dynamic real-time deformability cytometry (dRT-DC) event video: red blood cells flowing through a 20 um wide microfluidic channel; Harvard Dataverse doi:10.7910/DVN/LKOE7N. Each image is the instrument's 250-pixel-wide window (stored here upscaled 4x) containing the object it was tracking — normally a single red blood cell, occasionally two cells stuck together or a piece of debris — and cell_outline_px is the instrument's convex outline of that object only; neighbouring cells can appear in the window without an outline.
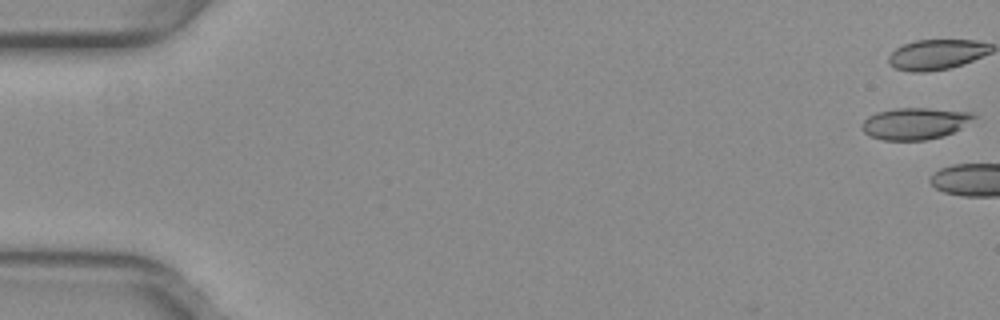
{"species": "common noctule bat (a hibernating species)", "species_latin": "Nyctalus noctula", "temperature_condition": "warm", "stored_images_in_passage": 4, "camera_frame_rate_fps": 3000, "um_per_image_px": 0.085, "animal": {"sex": "female", "body_mass_g": 29.2, "forearm_length_mm": 56.3}, "frame": {"image": 1, "passage_image": 1, "time_ms": 0.0, "image_size_px": [1000, 320], "cell_outline_px": [[976, 116], [960, 128], [944, 136], [924, 140], [884, 140], [868, 136], [860, 128], [860, 124], [868, 116], [876, 112], [896, 108], [928, 108], [972, 112]], "centroid_in_image_um": [77.7, 10.5], "position_along_channel_um": 7.3, "area_um2": 20.69}}